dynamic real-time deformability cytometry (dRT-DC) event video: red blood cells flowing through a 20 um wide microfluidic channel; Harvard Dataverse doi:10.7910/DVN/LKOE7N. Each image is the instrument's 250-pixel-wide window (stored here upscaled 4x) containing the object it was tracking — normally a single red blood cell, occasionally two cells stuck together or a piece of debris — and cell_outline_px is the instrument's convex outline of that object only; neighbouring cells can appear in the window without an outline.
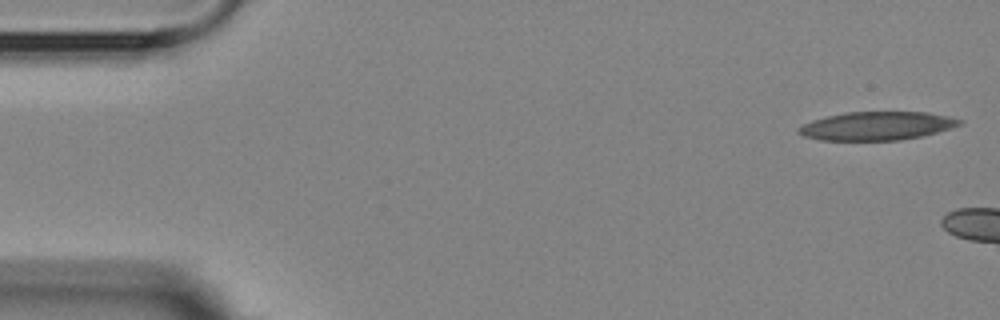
{"species": "Egyptian fruit bat (a non-hibernating species)", "species_latin": "Rousettus aegyptiacus", "temperature_condition": "room temperature", "stored_images_in_passage": 3, "camera_frame_rate_fps": 3000, "um_per_image_px": 0.085, "animal": {"sex": "female"}, "frame": {"image": 1, "passage_image": 1, "time_ms": 0.0, "image_size_px": [1000, 320], "cell_outline_px": [[964, 124], [952, 128], [920, 136], [900, 140], [820, 140], [804, 136], [796, 132], [796, 128], [812, 120], [828, 116], [848, 112], [928, 112], [948, 116], [964, 120]], "centroid_in_image_um": [74.55, 10.7], "position_along_channel_um": 10.4, "area_um2": 26.7}}